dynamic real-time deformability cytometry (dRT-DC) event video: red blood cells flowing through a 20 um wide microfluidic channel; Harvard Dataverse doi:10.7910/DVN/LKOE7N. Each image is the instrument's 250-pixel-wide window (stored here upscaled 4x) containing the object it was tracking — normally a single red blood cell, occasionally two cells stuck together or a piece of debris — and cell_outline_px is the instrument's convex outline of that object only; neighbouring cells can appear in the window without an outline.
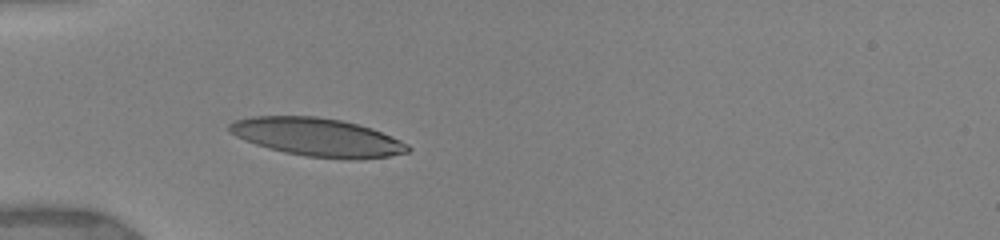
{"species": "human", "species_latin": "Homo sapiens", "temperature_condition": "warm", "stored_images_in_passage": 9, "camera_frame_rate_fps": 3000, "um_per_image_px": 0.085, "donor": {"sex": "female"}, "frame": {"image": 1, "passage_image": 2, "time_ms": 0.667, "image_size_px": [1000, 240], "cell_outline_px": [[412, 148], [408, 152], [388, 156], [360, 160], [348, 160], [308, 156], [284, 152], [268, 148], [244, 140], [228, 132], [228, 124], [236, 120], [252, 116], [316, 116], [340, 120], [372, 128], [400, 140], [408, 144]], "centroid_in_image_um": [26.98, 11.67], "position_along_channel_um": 58.0, "area_um2": 39.82}}